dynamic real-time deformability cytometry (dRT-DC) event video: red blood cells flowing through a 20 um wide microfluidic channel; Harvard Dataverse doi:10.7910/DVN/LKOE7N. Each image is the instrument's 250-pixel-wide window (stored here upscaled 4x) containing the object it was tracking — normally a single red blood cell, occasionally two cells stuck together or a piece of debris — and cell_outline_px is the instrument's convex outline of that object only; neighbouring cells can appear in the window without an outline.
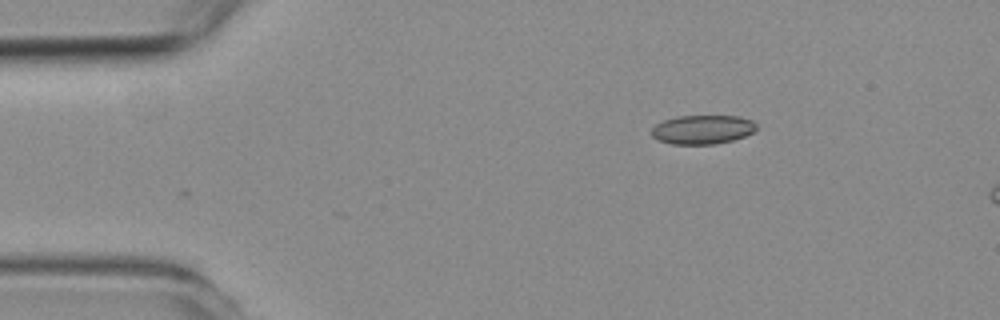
{"species": "common noctule bat (a hibernating species)", "species_latin": "Nyctalus noctula", "temperature_condition": "room temperature", "stored_images_in_passage": 2, "camera_frame_rate_fps": 3000, "um_per_image_px": 0.085, "animal": {"sex": "female", "body_mass_g": 19.3, "forearm_length_mm": 54.1}, "frame": {"image": 1, "passage_image": 2, "time_ms": 1.333, "image_size_px": [1000, 320], "cell_outline_px": [[756, 132], [732, 140], [716, 144], [672, 144], [660, 140], [652, 136], [652, 128], [656, 124], [664, 120], [676, 116], [740, 116], [752, 120], [756, 124]], "centroid_in_image_um": [59.74, 11.0], "position_along_channel_um": 25.3, "area_um2": 17.74}}